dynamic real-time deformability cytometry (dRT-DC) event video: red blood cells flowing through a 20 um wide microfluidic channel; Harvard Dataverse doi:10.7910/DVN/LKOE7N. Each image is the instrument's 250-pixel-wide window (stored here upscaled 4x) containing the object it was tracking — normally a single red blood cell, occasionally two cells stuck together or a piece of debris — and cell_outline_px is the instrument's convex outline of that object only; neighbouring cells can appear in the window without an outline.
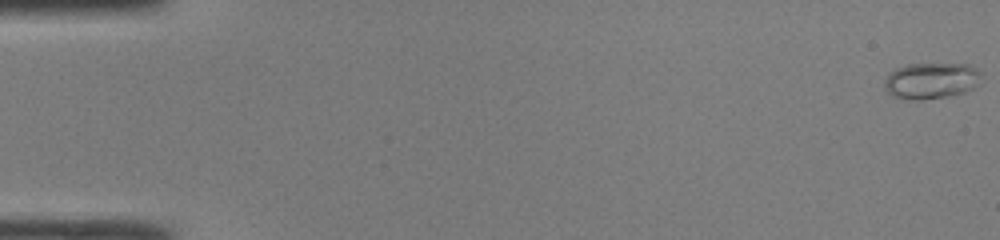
{"species": "common noctule bat (a hibernating species)", "species_latin": "Nyctalus noctula", "temperature_condition": "room temperature", "stored_images_in_passage": 48, "camera_frame_rate_fps": 3000, "um_per_image_px": 0.085, "animal": {"sex": "male", "body_mass_g": 19.0, "forearm_length_mm": 50.8}, "frame": {"image": 1, "passage_image": 1, "time_ms": 0.0, "image_size_px": [1000, 240], "cell_outline_px": [[980, 84], [964, 92], [948, 96], [920, 100], [908, 100], [892, 96], [884, 88], [884, 80], [888, 72], [896, 68], [908, 64], [968, 64], [976, 68], [980, 72]], "centroid_in_image_um": [79.12, 6.86], "position_along_channel_um": 5.9, "area_um2": 20.63}}
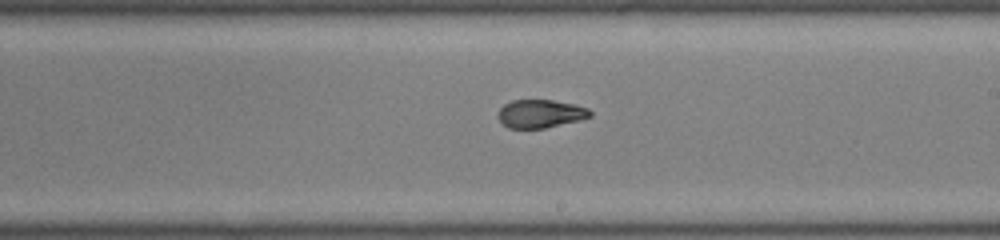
{"frame": {"image": 2, "passage_image": 29, "time_ms": 9.333, "image_size_px": [1000, 240], "cell_outline_px": [[592, 116], [580, 120], [544, 128], [508, 128], [496, 116], [500, 108], [504, 104], [512, 100], [552, 100], [576, 104], [588, 108], [592, 112]], "centroid_in_image_um": [45.94, 9.66], "position_along_channel_um": 243.1, "area_um2": 15.2}}
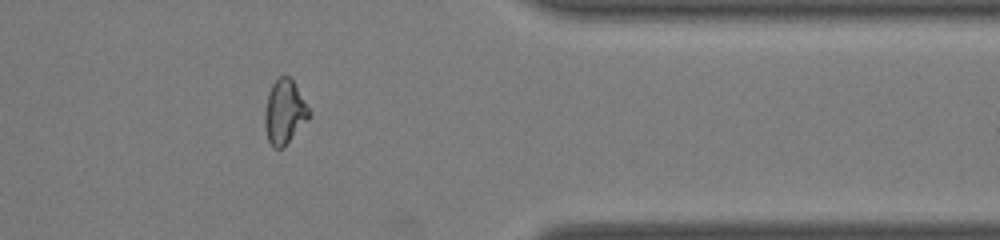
{"frame": {"image": 3, "passage_image": 40, "time_ms": 13.0, "image_size_px": [1000, 240], "cell_outline_px": [[312, 116], [284, 148], [276, 148], [268, 140], [264, 124], [264, 112], [268, 92], [272, 84], [280, 76], [288, 76], [292, 80], [312, 112]], "centroid_in_image_um": [24.2, 9.54], "position_along_channel_um": 387.2, "area_um2": 16.76}, "authors_computed_cell_mechanics": {"area_um2": 16.5308, "velocity_mm_per_s": 4.3072, "shape_relaxation_time_tau1_ms": null, "shape_relaxation_time_tau2_ms": 1.6439, "deformation_change_tau1": null, "deformation_change_tau2": 0.0368}}